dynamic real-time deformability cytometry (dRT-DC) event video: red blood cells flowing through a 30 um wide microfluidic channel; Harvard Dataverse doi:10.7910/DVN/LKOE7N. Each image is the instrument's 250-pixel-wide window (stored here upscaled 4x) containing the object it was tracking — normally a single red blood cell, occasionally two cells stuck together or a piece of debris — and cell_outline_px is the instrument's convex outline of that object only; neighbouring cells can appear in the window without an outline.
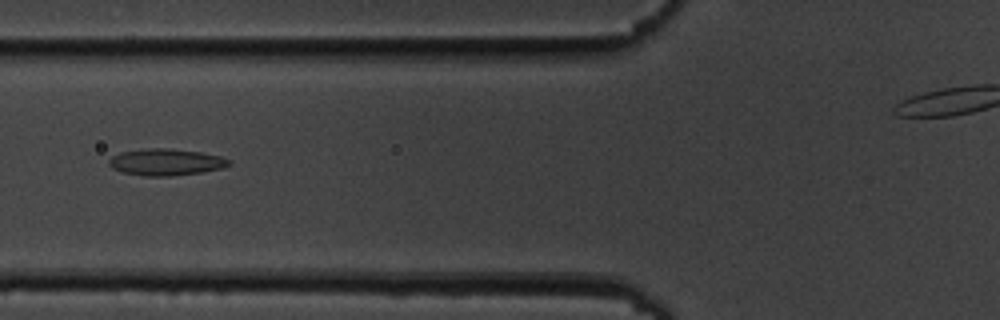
{"species": "common noctule bat (a hibernating species)", "species_latin": "Nyctalus noctula", "temperature_condition": "cold", "stored_images_in_passage": 33, "camera_frame_rate_fps": 3000, "um_per_image_px": 0.085, "animal": {"sex": "male", "body_mass_g": 19.5, "forearm_length_mm": 54.6}, "frame": {"image": 1, "passage_image": 4, "time_ms": 1.0, "image_size_px": [1000, 320], "cell_outline_px": [[232, 164], [224, 168], [200, 172], [168, 176], [144, 176], [124, 172], [112, 168], [108, 164], [108, 160], [112, 156], [120, 152], [148, 148], [172, 148], [200, 152], [220, 156], [232, 160]], "centroid_in_image_um": [14.12, 13.77], "position_along_channel_um": 111.7, "area_um2": 18.73}}
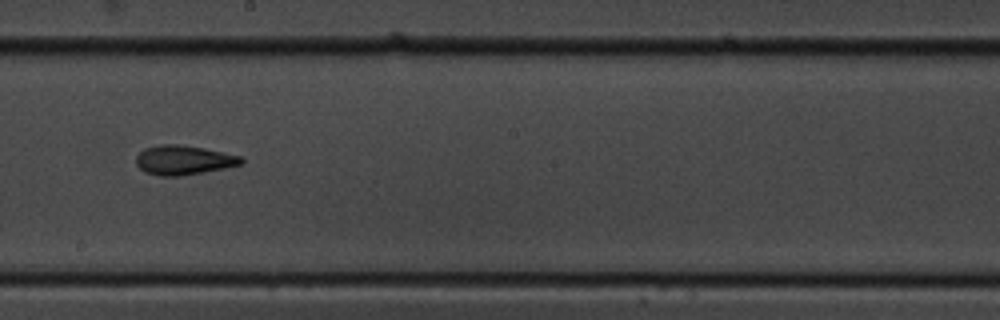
{"frame": {"image": 2, "passage_image": 14, "time_ms": 4.333, "image_size_px": [1000, 320], "cell_outline_px": [[244, 164], [204, 172], [180, 176], [160, 176], [144, 172], [136, 164], [136, 156], [144, 148], [160, 144], [180, 144], [204, 148], [224, 152], [240, 156], [244, 160]], "centroid_in_image_um": [15.6, 13.6], "position_along_channel_um": 232.6, "area_um2": 18.15}}
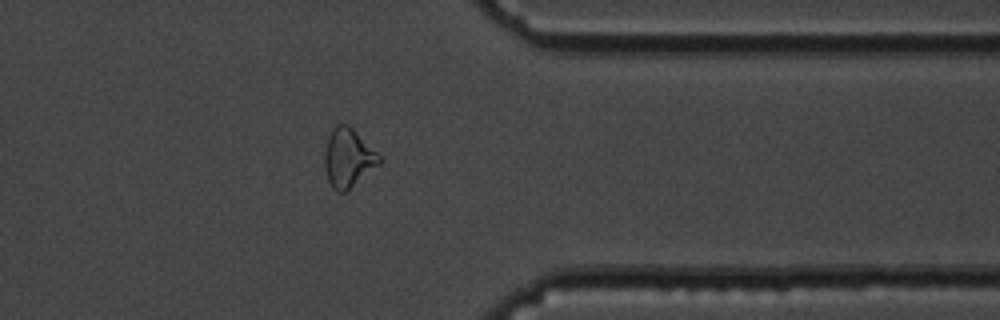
{"frame": {"image": 3, "passage_image": 27, "time_ms": 8.667, "image_size_px": [1000, 320], "cell_outline_px": [[384, 160], [380, 164], [344, 192], [340, 192], [332, 188], [328, 180], [324, 164], [324, 152], [328, 136], [332, 128], [336, 124], [348, 124]], "centroid_in_image_um": [29.57, 13.41], "position_along_channel_um": 381.8, "area_um2": 18.5}}